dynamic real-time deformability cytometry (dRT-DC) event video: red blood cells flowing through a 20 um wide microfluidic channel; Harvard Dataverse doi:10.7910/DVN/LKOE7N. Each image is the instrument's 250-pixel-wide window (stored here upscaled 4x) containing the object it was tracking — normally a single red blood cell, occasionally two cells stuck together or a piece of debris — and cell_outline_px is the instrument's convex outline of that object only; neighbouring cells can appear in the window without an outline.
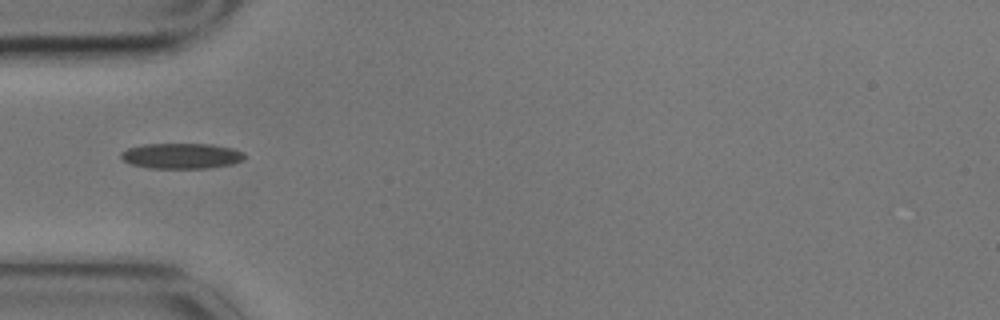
{"species": "common noctule bat (a hibernating species)", "species_latin": "Nyctalus noctula", "temperature_condition": "cold", "stored_images_in_passage": 7, "camera_frame_rate_fps": 3000, "um_per_image_px": 0.085, "animal": {"sex": "male", "body_mass_g": 17.9}, "frame": {"image": 1, "passage_image": 1, "time_ms": 0.0, "image_size_px": [1000, 320], "cell_outline_px": [[244, 160], [232, 164], [204, 168], [148, 168], [132, 164], [124, 160], [120, 156], [120, 152], [128, 148], [144, 144], [212, 144], [232, 148], [244, 152]], "centroid_in_image_um": [15.42, 13.24], "position_along_channel_um": 69.6, "area_um2": 18.32}}
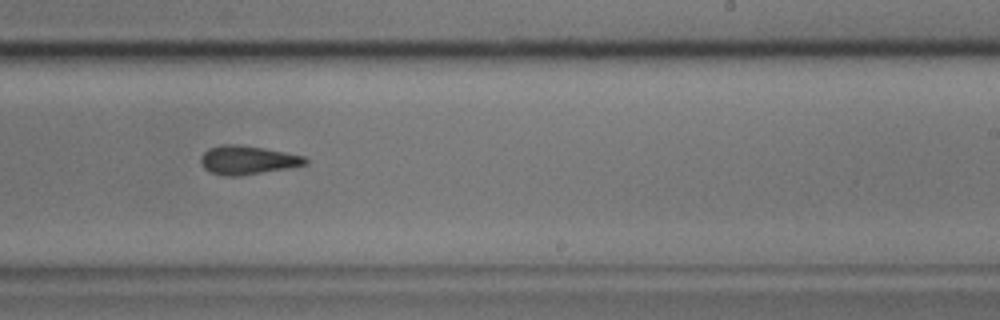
{"frame": {"image": 2, "passage_image": 6, "time_ms": 1.667, "image_size_px": [1000, 320], "cell_outline_px": [[308, 164], [288, 168], [236, 176], [228, 176], [212, 172], [204, 168], [200, 164], [200, 156], [208, 148], [220, 144], [236, 144], [264, 148], [304, 156], [308, 160]], "centroid_in_image_um": [21.02, 13.59], "position_along_channel_um": 268.0, "area_um2": 17.4}}
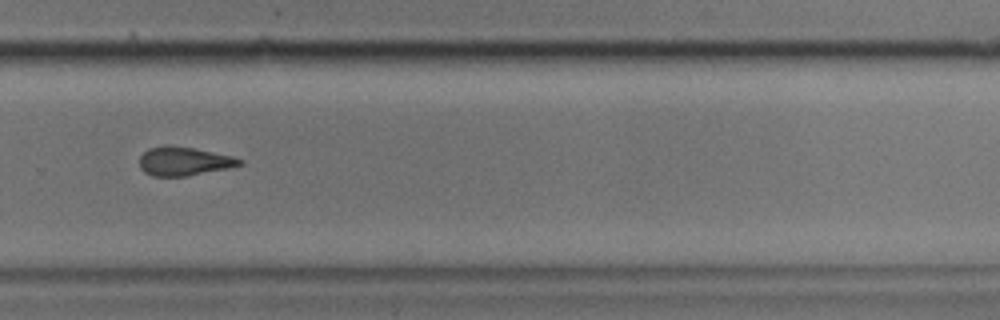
{"frame": {"image": 3, "passage_image": 7, "time_ms": 2.0, "image_size_px": [1000, 320], "cell_outline_px": [[244, 164], [228, 168], [184, 176], [152, 176], [144, 172], [140, 168], [140, 156], [148, 148], [192, 148], [232, 156], [244, 160]], "centroid_in_image_um": [15.66, 13.75], "position_along_channel_um": 314.1, "area_um2": 16.07}}